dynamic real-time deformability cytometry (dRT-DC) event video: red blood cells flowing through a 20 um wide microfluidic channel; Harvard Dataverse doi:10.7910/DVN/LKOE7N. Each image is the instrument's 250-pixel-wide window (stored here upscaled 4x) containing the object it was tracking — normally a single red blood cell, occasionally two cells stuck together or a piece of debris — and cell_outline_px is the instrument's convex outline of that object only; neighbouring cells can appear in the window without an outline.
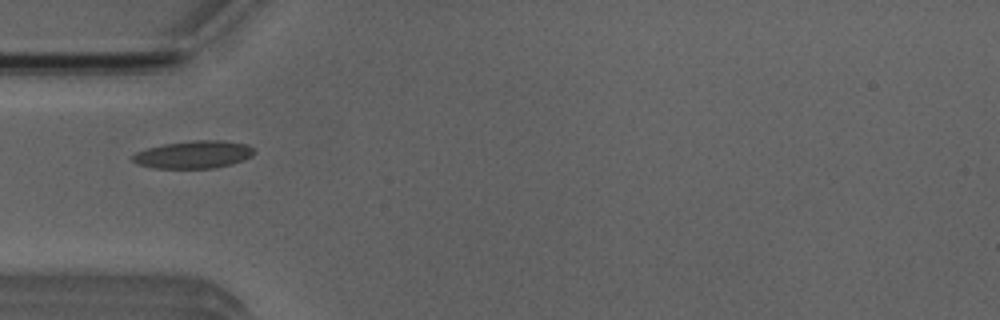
{"species": "Egyptian fruit bat (a non-hibernating species)", "species_latin": "Rousettus aegyptiacus", "temperature_condition": "room temperature", "stored_images_in_passage": 3, "camera_frame_rate_fps": 3000, "um_per_image_px": 0.085, "animal": {"sex": "male"}, "frame": {"image": 1, "passage_image": 3, "time_ms": 3.0, "image_size_px": [1000, 320], "cell_outline_px": [[256, 152], [252, 156], [244, 160], [232, 164], [212, 168], [156, 168], [140, 164], [132, 160], [132, 156], [136, 152], [148, 148], [164, 144], [192, 140], [224, 140], [248, 144]], "centroid_in_image_um": [16.51, 13.13], "position_along_channel_um": 68.5, "area_um2": 19.54}}